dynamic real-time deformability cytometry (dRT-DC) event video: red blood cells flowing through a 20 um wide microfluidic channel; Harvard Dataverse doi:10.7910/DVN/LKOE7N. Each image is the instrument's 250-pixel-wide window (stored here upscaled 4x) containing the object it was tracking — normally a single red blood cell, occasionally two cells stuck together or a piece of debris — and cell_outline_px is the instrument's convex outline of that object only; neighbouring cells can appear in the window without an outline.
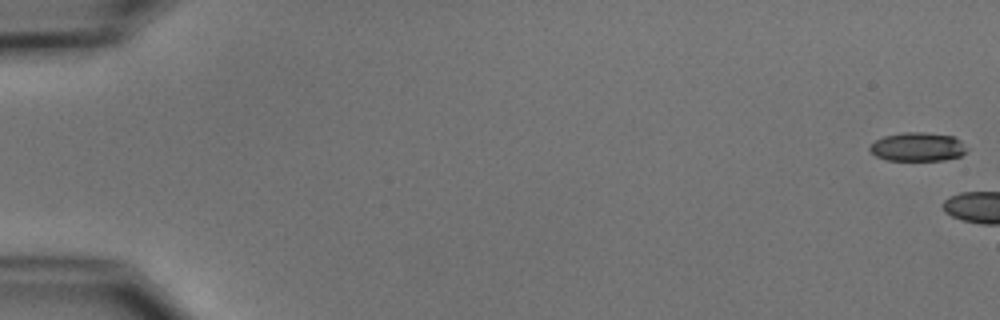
{"species": "common noctule bat (a hibernating species)", "species_latin": "Nyctalus noctula", "temperature_condition": "cold", "stored_images_in_passage": 7, "camera_frame_rate_fps": 3000, "um_per_image_px": 0.085, "animal": {"sex": "male", "body_mass_g": 15.6}, "frame": {"image": 1, "passage_image": 1, "time_ms": 0.0, "image_size_px": [1000, 320], "cell_outline_px": [[968, 148], [960, 156], [944, 160], [888, 160], [876, 156], [868, 148], [876, 140], [884, 136], [904, 132], [924, 132], [952, 136], [960, 140]], "centroid_in_image_um": [78.01, 12.48], "position_along_channel_um": 7.0, "area_um2": 16.13}}